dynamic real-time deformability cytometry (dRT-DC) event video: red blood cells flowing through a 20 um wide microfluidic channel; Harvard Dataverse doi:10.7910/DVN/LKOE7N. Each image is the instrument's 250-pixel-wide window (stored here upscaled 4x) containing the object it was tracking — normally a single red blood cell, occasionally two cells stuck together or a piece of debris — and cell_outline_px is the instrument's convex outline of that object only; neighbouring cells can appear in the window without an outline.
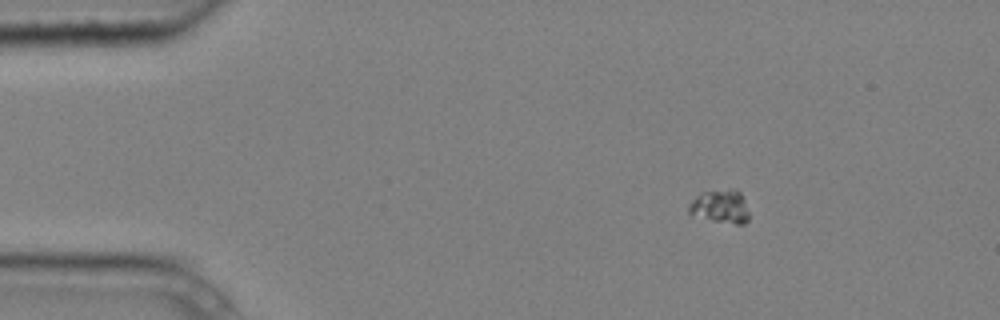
{"species": "common noctule bat (a hibernating species)", "species_latin": "Nyctalus noctula", "temperature_condition": "cold", "stored_images_in_passage": 3, "camera_frame_rate_fps": 3000, "um_per_image_px": 0.085, "animal": {"sex": "male", "body_mass_g": 20.4}, "frame": {"image": 1, "passage_image": 1, "time_ms": 0.0, "image_size_px": [1000, 320], "cell_outline_px": [[748, 220], [744, 224], [736, 224], [688, 216], [688, 204], [696, 196], [704, 192], [728, 188], [736, 188], [740, 192], [748, 212]], "centroid_in_image_um": [61.18, 17.55], "position_along_channel_um": 23.8, "area_um2": 11.91}}